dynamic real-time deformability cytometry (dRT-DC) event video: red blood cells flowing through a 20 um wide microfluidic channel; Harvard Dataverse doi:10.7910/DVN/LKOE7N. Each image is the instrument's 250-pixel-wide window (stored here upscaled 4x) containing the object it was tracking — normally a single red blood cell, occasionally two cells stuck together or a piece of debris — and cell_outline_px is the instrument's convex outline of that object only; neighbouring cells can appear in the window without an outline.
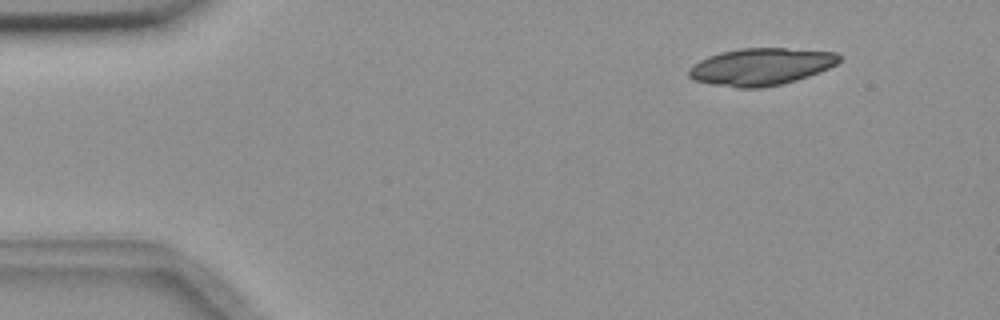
{"species": "common noctule bat (a hibernating species)", "species_latin": "Nyctalus noctula", "temperature_condition": "room temperature", "stored_images_in_passage": 49, "camera_frame_rate_fps": 3000, "um_per_image_px": 0.085, "animal": {"sex": "female", "body_mass_g": 18.4}, "frame": {"image": 1, "passage_image": 1, "time_ms": 0.0, "image_size_px": [1000, 320], "cell_outline_px": [[840, 60], [836, 64], [820, 72], [796, 80], [780, 84], [760, 88], [736, 88], [712, 84], [696, 80], [688, 76], [688, 68], [700, 60], [708, 56], [720, 52], [740, 48], [788, 48], [836, 52], [840, 56]], "centroid_in_image_um": [64.67, 5.66], "position_along_channel_um": 20.3, "area_um2": 32.54}}